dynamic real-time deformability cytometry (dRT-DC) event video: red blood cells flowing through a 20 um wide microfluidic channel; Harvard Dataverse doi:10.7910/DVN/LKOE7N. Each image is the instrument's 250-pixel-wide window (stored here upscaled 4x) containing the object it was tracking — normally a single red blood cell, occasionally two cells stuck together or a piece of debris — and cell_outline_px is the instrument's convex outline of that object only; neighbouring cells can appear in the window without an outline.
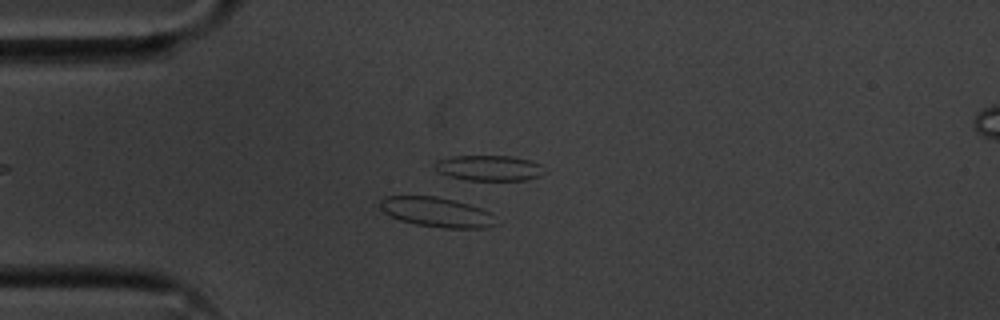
{"species": "common noctule bat (a hibernating species)", "species_latin": "Nyctalus noctula", "temperature_condition": "cold", "stored_images_in_passage": 54, "camera_frame_rate_fps": 3000, "um_per_image_px": 0.085, "animal": {"sex": "male", "body_mass_g": 20.1, "forearm_length_mm": 53.5}, "frame": {"image": 1, "passage_image": 13, "time_ms": 4.0, "image_size_px": [1000, 320], "cell_outline_px": [[492, 224], [488, 228], [444, 228], [416, 224], [400, 220], [384, 212], [380, 208], [380, 200], [384, 196], [436, 196], [468, 204], [480, 208], [488, 212]], "centroid_in_image_um": [37.01, 18.02], "position_along_channel_um": 48.0, "area_um2": 19.54}}